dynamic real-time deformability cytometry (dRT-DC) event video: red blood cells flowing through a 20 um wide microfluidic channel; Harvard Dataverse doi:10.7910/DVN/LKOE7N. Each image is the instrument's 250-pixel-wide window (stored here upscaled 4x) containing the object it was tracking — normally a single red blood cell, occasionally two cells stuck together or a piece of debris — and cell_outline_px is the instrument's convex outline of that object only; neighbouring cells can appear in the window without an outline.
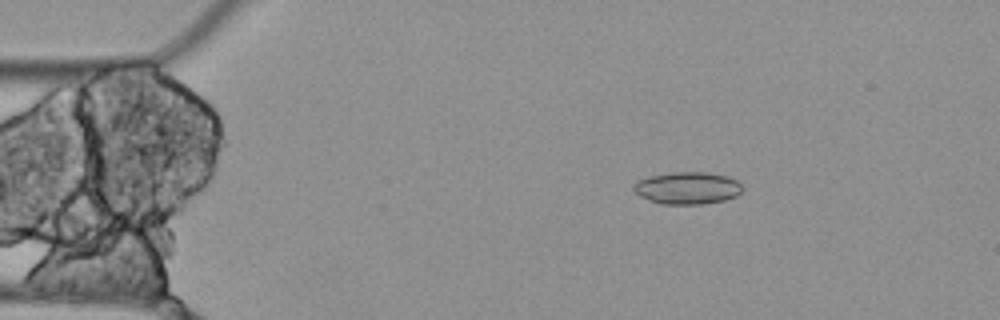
{"species": "Egyptian fruit bat (a non-hibernating species)", "species_latin": "Rousettus aegyptiacus", "temperature_condition": "cold", "stored_images_in_passage": 3, "camera_frame_rate_fps": 3000, "um_per_image_px": 0.085, "animal": {"sex": "female"}, "frame": {"image": 1, "passage_image": 1, "time_ms": 0.0, "image_size_px": [1000, 320], "cell_outline_px": [[744, 188], [736, 196], [724, 200], [704, 204], [660, 204], [640, 196], [632, 188], [632, 184], [636, 180], [648, 176], [672, 172], [704, 172], [728, 176], [736, 180]], "centroid_in_image_um": [58.4, 15.98], "position_along_channel_um": 26.6, "area_um2": 20.58}}